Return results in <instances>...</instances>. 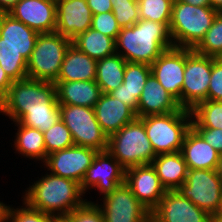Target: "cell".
Masks as SVG:
<instances>
[{
	"mask_svg": "<svg viewBox=\"0 0 222 222\" xmlns=\"http://www.w3.org/2000/svg\"><path fill=\"white\" fill-rule=\"evenodd\" d=\"M115 44L116 54L127 62L148 65L174 47L169 29L163 23L143 19L130 27L121 28Z\"/></svg>",
	"mask_w": 222,
	"mask_h": 222,
	"instance_id": "1",
	"label": "cell"
},
{
	"mask_svg": "<svg viewBox=\"0 0 222 222\" xmlns=\"http://www.w3.org/2000/svg\"><path fill=\"white\" fill-rule=\"evenodd\" d=\"M41 176L23 192V200L31 207L62 219L86 202L85 194L76 181L50 172Z\"/></svg>",
	"mask_w": 222,
	"mask_h": 222,
	"instance_id": "2",
	"label": "cell"
},
{
	"mask_svg": "<svg viewBox=\"0 0 222 222\" xmlns=\"http://www.w3.org/2000/svg\"><path fill=\"white\" fill-rule=\"evenodd\" d=\"M217 13L211 6L173 1L169 33L174 47L194 49L204 38Z\"/></svg>",
	"mask_w": 222,
	"mask_h": 222,
	"instance_id": "3",
	"label": "cell"
},
{
	"mask_svg": "<svg viewBox=\"0 0 222 222\" xmlns=\"http://www.w3.org/2000/svg\"><path fill=\"white\" fill-rule=\"evenodd\" d=\"M59 106L54 83L24 78L13 81L6 95L0 100V113L18 122L26 109Z\"/></svg>",
	"mask_w": 222,
	"mask_h": 222,
	"instance_id": "4",
	"label": "cell"
},
{
	"mask_svg": "<svg viewBox=\"0 0 222 222\" xmlns=\"http://www.w3.org/2000/svg\"><path fill=\"white\" fill-rule=\"evenodd\" d=\"M156 155L181 151L184 137L191 128L192 116L189 110L167 114L148 115L139 118Z\"/></svg>",
	"mask_w": 222,
	"mask_h": 222,
	"instance_id": "5",
	"label": "cell"
},
{
	"mask_svg": "<svg viewBox=\"0 0 222 222\" xmlns=\"http://www.w3.org/2000/svg\"><path fill=\"white\" fill-rule=\"evenodd\" d=\"M107 151L125 169L151 164L157 156L139 118L108 137Z\"/></svg>",
	"mask_w": 222,
	"mask_h": 222,
	"instance_id": "6",
	"label": "cell"
},
{
	"mask_svg": "<svg viewBox=\"0 0 222 222\" xmlns=\"http://www.w3.org/2000/svg\"><path fill=\"white\" fill-rule=\"evenodd\" d=\"M72 41L58 32L39 33L27 61V77L55 83L64 55Z\"/></svg>",
	"mask_w": 222,
	"mask_h": 222,
	"instance_id": "7",
	"label": "cell"
},
{
	"mask_svg": "<svg viewBox=\"0 0 222 222\" xmlns=\"http://www.w3.org/2000/svg\"><path fill=\"white\" fill-rule=\"evenodd\" d=\"M60 118L70 130L74 145L106 151L108 136L95 115L94 108L59 104Z\"/></svg>",
	"mask_w": 222,
	"mask_h": 222,
	"instance_id": "8",
	"label": "cell"
},
{
	"mask_svg": "<svg viewBox=\"0 0 222 222\" xmlns=\"http://www.w3.org/2000/svg\"><path fill=\"white\" fill-rule=\"evenodd\" d=\"M177 190L212 217L222 210V182L216 170L188 169L185 182Z\"/></svg>",
	"mask_w": 222,
	"mask_h": 222,
	"instance_id": "9",
	"label": "cell"
},
{
	"mask_svg": "<svg viewBox=\"0 0 222 222\" xmlns=\"http://www.w3.org/2000/svg\"><path fill=\"white\" fill-rule=\"evenodd\" d=\"M211 71V56L201 55L193 49L185 48L181 108L191 111L199 103L208 100Z\"/></svg>",
	"mask_w": 222,
	"mask_h": 222,
	"instance_id": "10",
	"label": "cell"
},
{
	"mask_svg": "<svg viewBox=\"0 0 222 222\" xmlns=\"http://www.w3.org/2000/svg\"><path fill=\"white\" fill-rule=\"evenodd\" d=\"M98 204L105 222H151V212L136 198L124 182L103 196Z\"/></svg>",
	"mask_w": 222,
	"mask_h": 222,
	"instance_id": "11",
	"label": "cell"
},
{
	"mask_svg": "<svg viewBox=\"0 0 222 222\" xmlns=\"http://www.w3.org/2000/svg\"><path fill=\"white\" fill-rule=\"evenodd\" d=\"M125 182V168L106 150L99 151L80 183L81 191L96 189L100 195L111 193Z\"/></svg>",
	"mask_w": 222,
	"mask_h": 222,
	"instance_id": "12",
	"label": "cell"
},
{
	"mask_svg": "<svg viewBox=\"0 0 222 222\" xmlns=\"http://www.w3.org/2000/svg\"><path fill=\"white\" fill-rule=\"evenodd\" d=\"M98 152L90 147L74 145L49 154L43 165L50 173L80 184Z\"/></svg>",
	"mask_w": 222,
	"mask_h": 222,
	"instance_id": "13",
	"label": "cell"
},
{
	"mask_svg": "<svg viewBox=\"0 0 222 222\" xmlns=\"http://www.w3.org/2000/svg\"><path fill=\"white\" fill-rule=\"evenodd\" d=\"M150 214L151 222H213L209 213L184 198L178 190H166Z\"/></svg>",
	"mask_w": 222,
	"mask_h": 222,
	"instance_id": "14",
	"label": "cell"
},
{
	"mask_svg": "<svg viewBox=\"0 0 222 222\" xmlns=\"http://www.w3.org/2000/svg\"><path fill=\"white\" fill-rule=\"evenodd\" d=\"M151 73L181 106L184 83L185 48L173 47L164 51L151 65Z\"/></svg>",
	"mask_w": 222,
	"mask_h": 222,
	"instance_id": "15",
	"label": "cell"
},
{
	"mask_svg": "<svg viewBox=\"0 0 222 222\" xmlns=\"http://www.w3.org/2000/svg\"><path fill=\"white\" fill-rule=\"evenodd\" d=\"M125 183L150 212L160 203L166 192L152 164L125 169Z\"/></svg>",
	"mask_w": 222,
	"mask_h": 222,
	"instance_id": "16",
	"label": "cell"
},
{
	"mask_svg": "<svg viewBox=\"0 0 222 222\" xmlns=\"http://www.w3.org/2000/svg\"><path fill=\"white\" fill-rule=\"evenodd\" d=\"M8 14L38 33L56 31V0H20Z\"/></svg>",
	"mask_w": 222,
	"mask_h": 222,
	"instance_id": "17",
	"label": "cell"
},
{
	"mask_svg": "<svg viewBox=\"0 0 222 222\" xmlns=\"http://www.w3.org/2000/svg\"><path fill=\"white\" fill-rule=\"evenodd\" d=\"M92 17L87 0H56V32L71 41L91 28Z\"/></svg>",
	"mask_w": 222,
	"mask_h": 222,
	"instance_id": "18",
	"label": "cell"
},
{
	"mask_svg": "<svg viewBox=\"0 0 222 222\" xmlns=\"http://www.w3.org/2000/svg\"><path fill=\"white\" fill-rule=\"evenodd\" d=\"M94 111L100 127L108 137L137 118L136 112L130 106L108 93H102Z\"/></svg>",
	"mask_w": 222,
	"mask_h": 222,
	"instance_id": "19",
	"label": "cell"
},
{
	"mask_svg": "<svg viewBox=\"0 0 222 222\" xmlns=\"http://www.w3.org/2000/svg\"><path fill=\"white\" fill-rule=\"evenodd\" d=\"M39 33L8 13H0V47H11L28 61Z\"/></svg>",
	"mask_w": 222,
	"mask_h": 222,
	"instance_id": "20",
	"label": "cell"
},
{
	"mask_svg": "<svg viewBox=\"0 0 222 222\" xmlns=\"http://www.w3.org/2000/svg\"><path fill=\"white\" fill-rule=\"evenodd\" d=\"M181 106L151 74L144 85L137 105V118L179 111Z\"/></svg>",
	"mask_w": 222,
	"mask_h": 222,
	"instance_id": "21",
	"label": "cell"
},
{
	"mask_svg": "<svg viewBox=\"0 0 222 222\" xmlns=\"http://www.w3.org/2000/svg\"><path fill=\"white\" fill-rule=\"evenodd\" d=\"M181 153L188 169L216 170L221 156L192 127L184 137Z\"/></svg>",
	"mask_w": 222,
	"mask_h": 222,
	"instance_id": "22",
	"label": "cell"
},
{
	"mask_svg": "<svg viewBox=\"0 0 222 222\" xmlns=\"http://www.w3.org/2000/svg\"><path fill=\"white\" fill-rule=\"evenodd\" d=\"M151 74V66L148 64L126 62L123 83L108 94L130 106L137 115L138 101Z\"/></svg>",
	"mask_w": 222,
	"mask_h": 222,
	"instance_id": "23",
	"label": "cell"
},
{
	"mask_svg": "<svg viewBox=\"0 0 222 222\" xmlns=\"http://www.w3.org/2000/svg\"><path fill=\"white\" fill-rule=\"evenodd\" d=\"M56 97L59 104L94 108L102 90L95 80L56 81Z\"/></svg>",
	"mask_w": 222,
	"mask_h": 222,
	"instance_id": "24",
	"label": "cell"
},
{
	"mask_svg": "<svg viewBox=\"0 0 222 222\" xmlns=\"http://www.w3.org/2000/svg\"><path fill=\"white\" fill-rule=\"evenodd\" d=\"M96 64V59L89 57L71 43L65 52L56 81L95 80Z\"/></svg>",
	"mask_w": 222,
	"mask_h": 222,
	"instance_id": "25",
	"label": "cell"
},
{
	"mask_svg": "<svg viewBox=\"0 0 222 222\" xmlns=\"http://www.w3.org/2000/svg\"><path fill=\"white\" fill-rule=\"evenodd\" d=\"M151 164L166 190H177L186 180L188 168L181 151L157 155Z\"/></svg>",
	"mask_w": 222,
	"mask_h": 222,
	"instance_id": "26",
	"label": "cell"
},
{
	"mask_svg": "<svg viewBox=\"0 0 222 222\" xmlns=\"http://www.w3.org/2000/svg\"><path fill=\"white\" fill-rule=\"evenodd\" d=\"M13 123L18 128L14 139L15 151L23 157L44 163L46 161V147L43 132L24 126L20 122Z\"/></svg>",
	"mask_w": 222,
	"mask_h": 222,
	"instance_id": "27",
	"label": "cell"
},
{
	"mask_svg": "<svg viewBox=\"0 0 222 222\" xmlns=\"http://www.w3.org/2000/svg\"><path fill=\"white\" fill-rule=\"evenodd\" d=\"M72 44L89 57L99 60L116 54L115 39L92 28L79 34Z\"/></svg>",
	"mask_w": 222,
	"mask_h": 222,
	"instance_id": "28",
	"label": "cell"
},
{
	"mask_svg": "<svg viewBox=\"0 0 222 222\" xmlns=\"http://www.w3.org/2000/svg\"><path fill=\"white\" fill-rule=\"evenodd\" d=\"M126 62L119 54L97 60L95 81L102 93H109L123 83Z\"/></svg>",
	"mask_w": 222,
	"mask_h": 222,
	"instance_id": "29",
	"label": "cell"
},
{
	"mask_svg": "<svg viewBox=\"0 0 222 222\" xmlns=\"http://www.w3.org/2000/svg\"><path fill=\"white\" fill-rule=\"evenodd\" d=\"M190 112L192 128L222 129V101L205 100Z\"/></svg>",
	"mask_w": 222,
	"mask_h": 222,
	"instance_id": "30",
	"label": "cell"
},
{
	"mask_svg": "<svg viewBox=\"0 0 222 222\" xmlns=\"http://www.w3.org/2000/svg\"><path fill=\"white\" fill-rule=\"evenodd\" d=\"M59 120H61L59 106H46V108L26 109V114L18 122L44 133Z\"/></svg>",
	"mask_w": 222,
	"mask_h": 222,
	"instance_id": "31",
	"label": "cell"
},
{
	"mask_svg": "<svg viewBox=\"0 0 222 222\" xmlns=\"http://www.w3.org/2000/svg\"><path fill=\"white\" fill-rule=\"evenodd\" d=\"M193 50L201 55L222 58V12L217 13L204 38Z\"/></svg>",
	"mask_w": 222,
	"mask_h": 222,
	"instance_id": "32",
	"label": "cell"
},
{
	"mask_svg": "<svg viewBox=\"0 0 222 222\" xmlns=\"http://www.w3.org/2000/svg\"><path fill=\"white\" fill-rule=\"evenodd\" d=\"M172 5V0H138L140 19L163 23L169 29Z\"/></svg>",
	"mask_w": 222,
	"mask_h": 222,
	"instance_id": "33",
	"label": "cell"
},
{
	"mask_svg": "<svg viewBox=\"0 0 222 222\" xmlns=\"http://www.w3.org/2000/svg\"><path fill=\"white\" fill-rule=\"evenodd\" d=\"M0 66L12 81L27 78V61L11 47H0Z\"/></svg>",
	"mask_w": 222,
	"mask_h": 222,
	"instance_id": "34",
	"label": "cell"
},
{
	"mask_svg": "<svg viewBox=\"0 0 222 222\" xmlns=\"http://www.w3.org/2000/svg\"><path fill=\"white\" fill-rule=\"evenodd\" d=\"M43 134L46 147V159L49 154L55 151L74 146L70 130L62 120H59Z\"/></svg>",
	"mask_w": 222,
	"mask_h": 222,
	"instance_id": "35",
	"label": "cell"
},
{
	"mask_svg": "<svg viewBox=\"0 0 222 222\" xmlns=\"http://www.w3.org/2000/svg\"><path fill=\"white\" fill-rule=\"evenodd\" d=\"M22 201L23 205L18 208L8 206L6 222H58L60 220L54 215L31 207L23 199Z\"/></svg>",
	"mask_w": 222,
	"mask_h": 222,
	"instance_id": "36",
	"label": "cell"
},
{
	"mask_svg": "<svg viewBox=\"0 0 222 222\" xmlns=\"http://www.w3.org/2000/svg\"><path fill=\"white\" fill-rule=\"evenodd\" d=\"M112 12L121 28L130 27L140 20L138 0H110Z\"/></svg>",
	"mask_w": 222,
	"mask_h": 222,
	"instance_id": "37",
	"label": "cell"
},
{
	"mask_svg": "<svg viewBox=\"0 0 222 222\" xmlns=\"http://www.w3.org/2000/svg\"><path fill=\"white\" fill-rule=\"evenodd\" d=\"M63 222H105L103 213L93 201L86 202L61 219Z\"/></svg>",
	"mask_w": 222,
	"mask_h": 222,
	"instance_id": "38",
	"label": "cell"
},
{
	"mask_svg": "<svg viewBox=\"0 0 222 222\" xmlns=\"http://www.w3.org/2000/svg\"><path fill=\"white\" fill-rule=\"evenodd\" d=\"M91 28L115 40L121 30L112 11L93 15Z\"/></svg>",
	"mask_w": 222,
	"mask_h": 222,
	"instance_id": "39",
	"label": "cell"
},
{
	"mask_svg": "<svg viewBox=\"0 0 222 222\" xmlns=\"http://www.w3.org/2000/svg\"><path fill=\"white\" fill-rule=\"evenodd\" d=\"M208 100L222 101V58L212 57Z\"/></svg>",
	"mask_w": 222,
	"mask_h": 222,
	"instance_id": "40",
	"label": "cell"
},
{
	"mask_svg": "<svg viewBox=\"0 0 222 222\" xmlns=\"http://www.w3.org/2000/svg\"><path fill=\"white\" fill-rule=\"evenodd\" d=\"M207 143L222 155V129L193 128Z\"/></svg>",
	"mask_w": 222,
	"mask_h": 222,
	"instance_id": "41",
	"label": "cell"
},
{
	"mask_svg": "<svg viewBox=\"0 0 222 222\" xmlns=\"http://www.w3.org/2000/svg\"><path fill=\"white\" fill-rule=\"evenodd\" d=\"M87 4L93 15L112 11L110 0H87Z\"/></svg>",
	"mask_w": 222,
	"mask_h": 222,
	"instance_id": "42",
	"label": "cell"
},
{
	"mask_svg": "<svg viewBox=\"0 0 222 222\" xmlns=\"http://www.w3.org/2000/svg\"><path fill=\"white\" fill-rule=\"evenodd\" d=\"M13 81L7 76L6 72L0 66V100L6 95Z\"/></svg>",
	"mask_w": 222,
	"mask_h": 222,
	"instance_id": "43",
	"label": "cell"
},
{
	"mask_svg": "<svg viewBox=\"0 0 222 222\" xmlns=\"http://www.w3.org/2000/svg\"><path fill=\"white\" fill-rule=\"evenodd\" d=\"M20 0H0V13H8Z\"/></svg>",
	"mask_w": 222,
	"mask_h": 222,
	"instance_id": "44",
	"label": "cell"
},
{
	"mask_svg": "<svg viewBox=\"0 0 222 222\" xmlns=\"http://www.w3.org/2000/svg\"><path fill=\"white\" fill-rule=\"evenodd\" d=\"M184 3L191 4L193 6H210L209 0H181Z\"/></svg>",
	"mask_w": 222,
	"mask_h": 222,
	"instance_id": "45",
	"label": "cell"
},
{
	"mask_svg": "<svg viewBox=\"0 0 222 222\" xmlns=\"http://www.w3.org/2000/svg\"><path fill=\"white\" fill-rule=\"evenodd\" d=\"M7 204H4L3 201H0V222H6L7 220Z\"/></svg>",
	"mask_w": 222,
	"mask_h": 222,
	"instance_id": "46",
	"label": "cell"
},
{
	"mask_svg": "<svg viewBox=\"0 0 222 222\" xmlns=\"http://www.w3.org/2000/svg\"><path fill=\"white\" fill-rule=\"evenodd\" d=\"M210 6L217 10L218 12H222V0H209Z\"/></svg>",
	"mask_w": 222,
	"mask_h": 222,
	"instance_id": "47",
	"label": "cell"
},
{
	"mask_svg": "<svg viewBox=\"0 0 222 222\" xmlns=\"http://www.w3.org/2000/svg\"><path fill=\"white\" fill-rule=\"evenodd\" d=\"M216 171H217V174L219 176V179L222 182V155L220 156Z\"/></svg>",
	"mask_w": 222,
	"mask_h": 222,
	"instance_id": "48",
	"label": "cell"
},
{
	"mask_svg": "<svg viewBox=\"0 0 222 222\" xmlns=\"http://www.w3.org/2000/svg\"><path fill=\"white\" fill-rule=\"evenodd\" d=\"M213 222H222V210L213 217Z\"/></svg>",
	"mask_w": 222,
	"mask_h": 222,
	"instance_id": "49",
	"label": "cell"
}]
</instances>
